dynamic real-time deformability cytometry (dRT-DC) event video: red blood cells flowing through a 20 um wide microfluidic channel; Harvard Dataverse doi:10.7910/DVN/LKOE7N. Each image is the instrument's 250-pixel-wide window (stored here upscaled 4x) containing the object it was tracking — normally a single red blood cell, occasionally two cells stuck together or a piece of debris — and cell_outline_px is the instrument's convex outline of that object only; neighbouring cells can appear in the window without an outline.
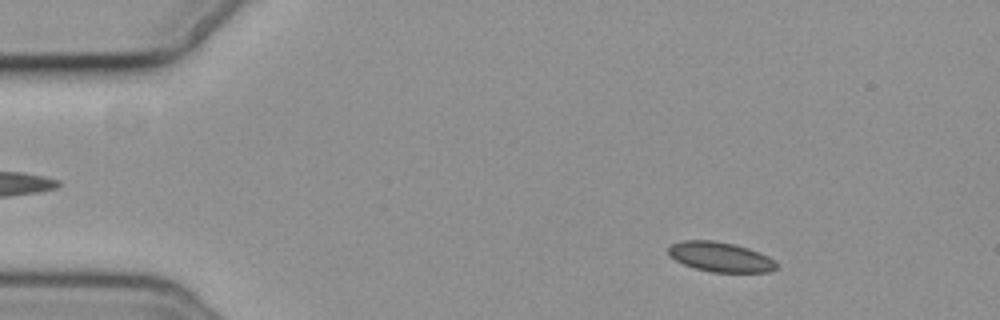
{"species": "common noctule bat (a hibernating species)", "species_latin": "Nyctalus noctula", "temperature_condition": "cold", "stored_images_in_passage": 5, "camera_frame_rate_fps": 3000, "um_per_image_px": 0.085, "animal": {"sex": "female", "body_mass_g": 19.3, "forearm_length_mm": 54.1}, "frame": {"image": 1, "passage_image": 2, "time_ms": 1.333, "image_size_px": [1000, 320], "cell_outline_px": [[780, 268], [772, 272], [712, 272], [696, 268], [684, 264], [668, 256], [668, 248], [672, 244], [680, 240], [716, 240], [736, 244], [748, 248], [768, 256]], "centroid_in_image_um": [61.23, 21.83], "position_along_channel_um": 23.8, "area_um2": 18.9}}
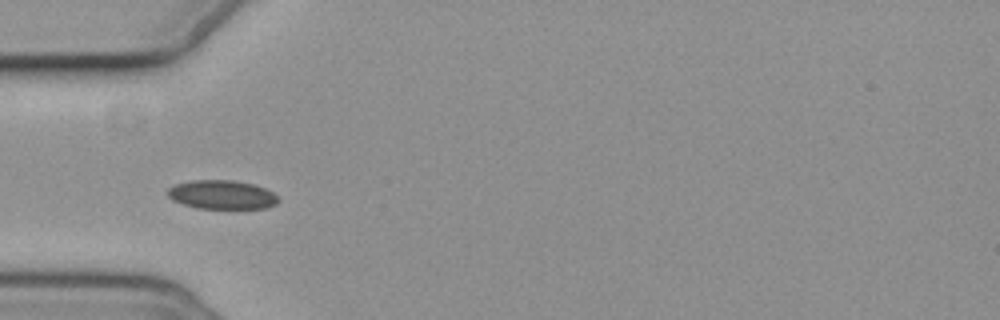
{"frame": {"image": 2, "passage_image": 5, "time_ms": 4.667, "image_size_px": [1000, 320], "cell_outline_px": [[280, 200], [276, 204], [268, 208], [196, 208], [172, 200], [164, 192], [168, 188], [176, 184], [192, 180], [232, 180], [252, 184], [264, 188], [280, 196]], "centroid_in_image_um": [18.86, 16.55], "position_along_channel_um": 66.1, "area_um2": 18.73}}